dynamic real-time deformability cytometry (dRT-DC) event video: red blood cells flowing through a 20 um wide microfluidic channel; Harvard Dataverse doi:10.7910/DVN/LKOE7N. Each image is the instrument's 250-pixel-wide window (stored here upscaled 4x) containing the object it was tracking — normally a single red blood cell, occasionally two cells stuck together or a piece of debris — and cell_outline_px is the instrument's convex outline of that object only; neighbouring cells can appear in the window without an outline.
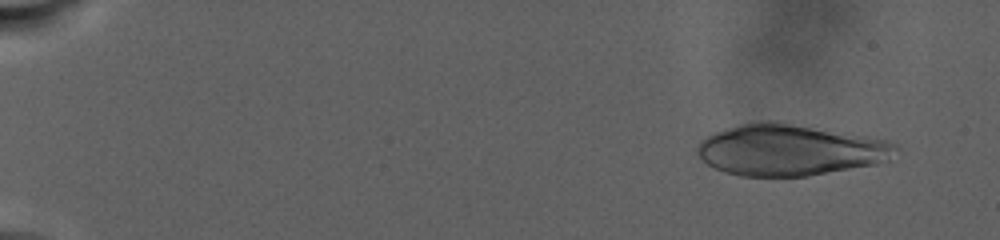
{"species": "human", "species_latin": "Homo sapiens", "temperature_condition": "warm", "stored_images_in_passage": 53, "camera_frame_rate_fps": 3000, "um_per_image_px": 0.085, "donor": {"sex": "male"}, "frame": {"image": 1, "passage_image": 3, "time_ms": 1.667, "image_size_px": [1000, 240], "cell_outline_px": [[896, 148], [888, 160], [876, 164], [808, 176], [740, 176], [724, 172], [708, 164], [696, 156], [696, 148], [700, 140], [716, 132], [740, 124], [756, 120], [772, 120], [868, 136], [888, 140], [896, 144]], "centroid_in_image_um": [67.1, 12.74], "position_along_channel_um": 17.9, "area_um2": 59.36}}
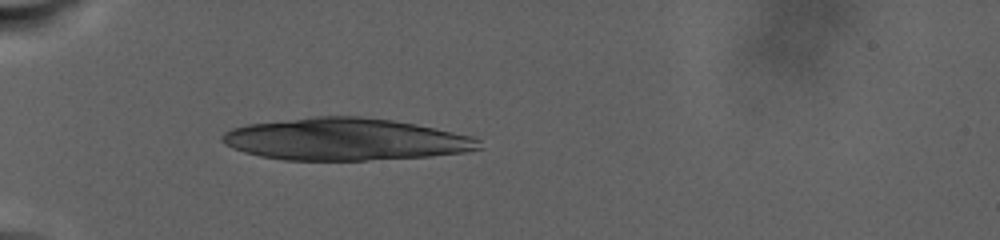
{"frame": {"image": 2, "passage_image": 16, "time_ms": 9.0, "image_size_px": [1000, 240], "cell_outline_px": [[484, 148], [468, 152], [428, 156], [368, 160], [284, 160], [260, 156], [244, 152], [232, 148], [224, 144], [220, 140], [220, 136], [224, 132], [232, 128], [248, 124], [316, 116], [360, 116], [392, 120], [416, 124], [472, 136], [480, 140]], "centroid_in_image_um": [29.36, 11.84], "position_along_channel_um": 55.6, "area_um2": 63.23}}